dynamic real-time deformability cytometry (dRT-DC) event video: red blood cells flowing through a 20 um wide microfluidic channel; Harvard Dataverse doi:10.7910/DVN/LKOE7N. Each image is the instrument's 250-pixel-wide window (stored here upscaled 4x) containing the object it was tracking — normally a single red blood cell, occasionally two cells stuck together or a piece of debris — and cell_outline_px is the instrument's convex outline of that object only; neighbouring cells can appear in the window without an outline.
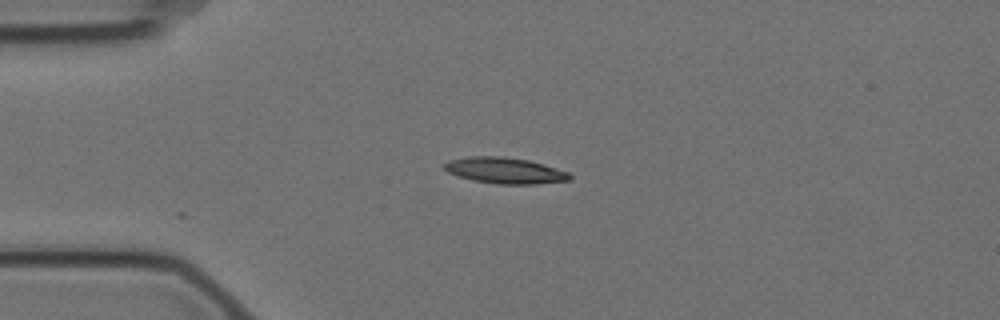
{"species": "Egyptian fruit bat (a non-hibernating species)", "species_latin": "Rousettus aegyptiacus", "temperature_condition": "cold", "stored_images_in_passage": 9, "camera_frame_rate_fps": 3000, "um_per_image_px": 0.085, "animal": {"sex": "female"}, "frame": {"image": 1, "passage_image": 1, "time_ms": 0.0, "image_size_px": [1000, 320], "cell_outline_px": [[572, 180], [536, 184], [496, 184], [472, 180], [456, 176], [440, 168], [440, 164], [448, 160], [468, 156], [504, 156], [528, 160], [544, 164], [568, 172], [572, 176]], "centroid_in_image_um": [42.85, 14.49], "position_along_channel_um": 42.2, "area_um2": 19.48}}
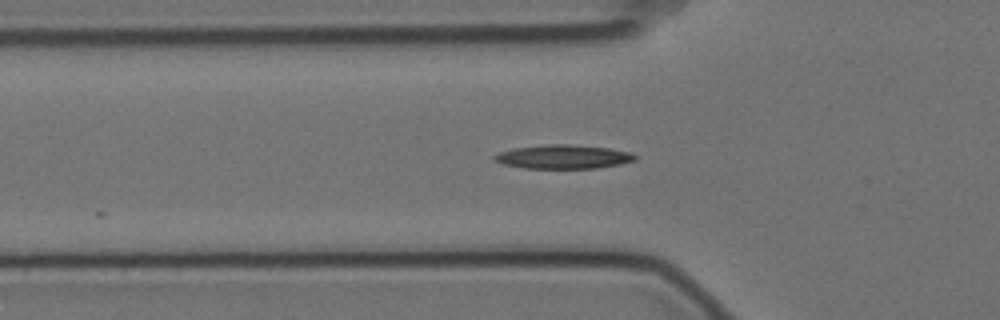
{"frame": {"image": 2, "passage_image": 6, "time_ms": 1.667, "image_size_px": [1000, 320], "cell_outline_px": [[636, 160], [620, 164], [596, 168], [524, 168], [504, 164], [492, 160], [492, 156], [500, 152], [512, 148], [548, 144], [572, 144], [608, 148], [628, 152], [636, 156]], "centroid_in_image_um": [47.83, 13.32], "position_along_channel_um": 78.0, "area_um2": 19.54}}